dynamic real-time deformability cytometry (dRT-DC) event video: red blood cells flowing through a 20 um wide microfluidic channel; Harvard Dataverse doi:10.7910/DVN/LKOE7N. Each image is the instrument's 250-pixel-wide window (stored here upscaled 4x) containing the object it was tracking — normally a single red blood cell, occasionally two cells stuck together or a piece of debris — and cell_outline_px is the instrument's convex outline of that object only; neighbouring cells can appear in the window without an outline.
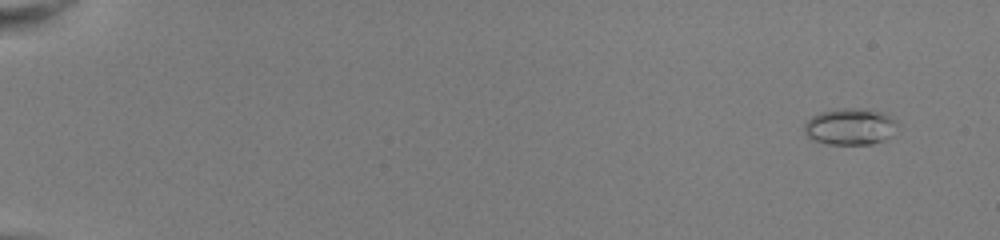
{"species": "common noctule bat (a hibernating species)", "species_latin": "Nyctalus noctula", "temperature_condition": "room temperature", "stored_images_in_passage": 12, "camera_frame_rate_fps": 3000, "um_per_image_px": 0.085, "animal": {"sex": "female", "body_mass_g": 22.0, "forearm_length_mm": 56.7}, "frame": {"image": 1, "passage_image": 4, "time_ms": 1.0, "image_size_px": [1000, 240], "cell_outline_px": [[896, 124], [892, 136], [884, 140], [872, 144], [828, 144], [812, 140], [804, 132], [804, 124], [812, 116], [820, 112], [844, 108], [872, 108], [884, 112], [892, 116], [896, 120]], "centroid_in_image_um": [72.29, 10.75], "position_along_channel_um": 12.7, "area_um2": 20.11}}